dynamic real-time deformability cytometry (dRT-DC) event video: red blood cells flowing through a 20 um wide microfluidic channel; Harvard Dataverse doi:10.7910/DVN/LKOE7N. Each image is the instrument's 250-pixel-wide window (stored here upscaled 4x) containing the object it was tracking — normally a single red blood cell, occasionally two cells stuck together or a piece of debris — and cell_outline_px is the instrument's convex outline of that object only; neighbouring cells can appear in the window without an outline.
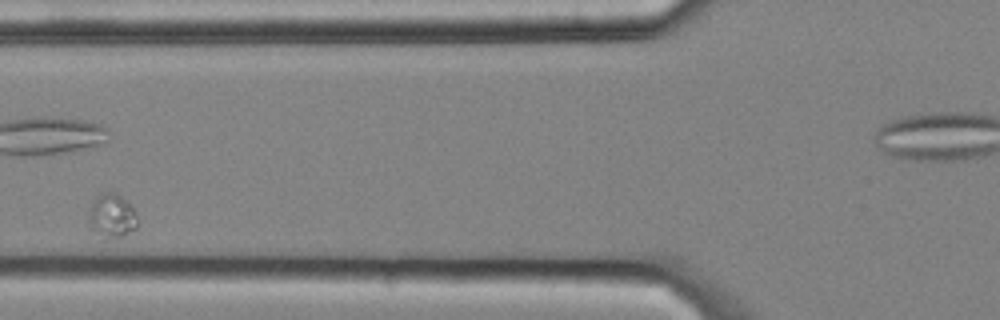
{"species": "common noctule bat (a hibernating species)", "species_latin": "Nyctalus noctula", "temperature_condition": "cold", "stored_images_in_passage": 12, "camera_frame_rate_fps": 3000, "um_per_image_px": 0.085, "animal": {"sex": "male", "body_mass_g": 20.4}, "frame": {"image": 1, "passage_image": 6, "time_ms": 1.667, "image_size_px": [1000, 320], "cell_outline_px": [[136, 228], [120, 236], [104, 240], [92, 228], [88, 212], [92, 204], [100, 192], [116, 192], [128, 200], [136, 216]], "centroid_in_image_um": [9.5, 18.32], "position_along_channel_um": 116.3, "area_um2": 12.31}}
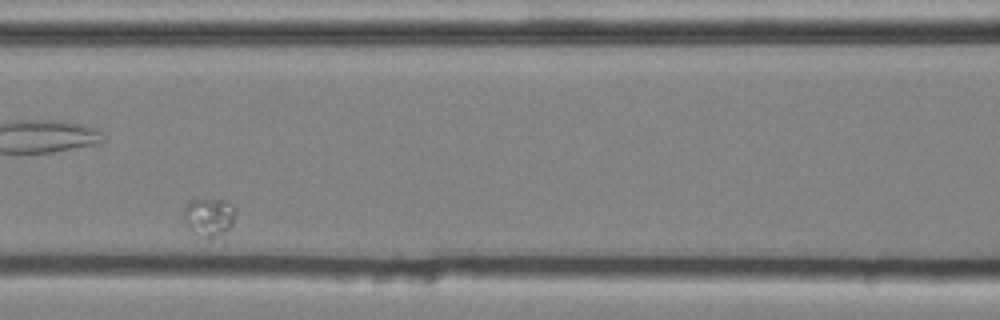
{"frame": {"image": 2, "passage_image": 7, "time_ms": 2.0, "image_size_px": [1000, 320], "cell_outline_px": [[236, 212], [232, 224], [224, 232], [212, 240], [208, 240], [192, 232], [188, 228], [184, 216], [184, 208], [188, 200], [228, 200], [236, 208]], "centroid_in_image_um": [17.78, 18.46], "position_along_channel_um": 148.8, "area_um2": 11.73}}